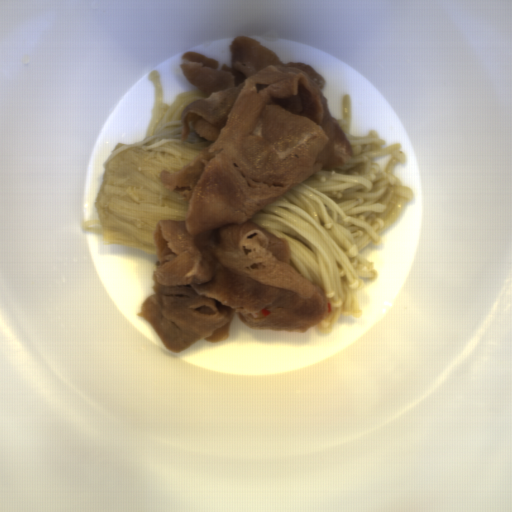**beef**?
Returning a JSON list of instances; mask_svg holds the SVG:
<instances>
[{
	"mask_svg": "<svg viewBox=\"0 0 512 512\" xmlns=\"http://www.w3.org/2000/svg\"><path fill=\"white\" fill-rule=\"evenodd\" d=\"M231 65L184 51L179 68L206 98L186 105L190 130L211 143L159 181L188 205L184 220L156 221L158 267L136 317L169 352L224 341L235 316L256 330L307 333L329 311L322 285L292 264L285 238L253 219L323 167L349 160L350 144L327 108L325 79L312 66L282 62L238 35Z\"/></svg>",
	"mask_w": 512,
	"mask_h": 512,
	"instance_id": "beef-1",
	"label": "beef"
}]
</instances>
